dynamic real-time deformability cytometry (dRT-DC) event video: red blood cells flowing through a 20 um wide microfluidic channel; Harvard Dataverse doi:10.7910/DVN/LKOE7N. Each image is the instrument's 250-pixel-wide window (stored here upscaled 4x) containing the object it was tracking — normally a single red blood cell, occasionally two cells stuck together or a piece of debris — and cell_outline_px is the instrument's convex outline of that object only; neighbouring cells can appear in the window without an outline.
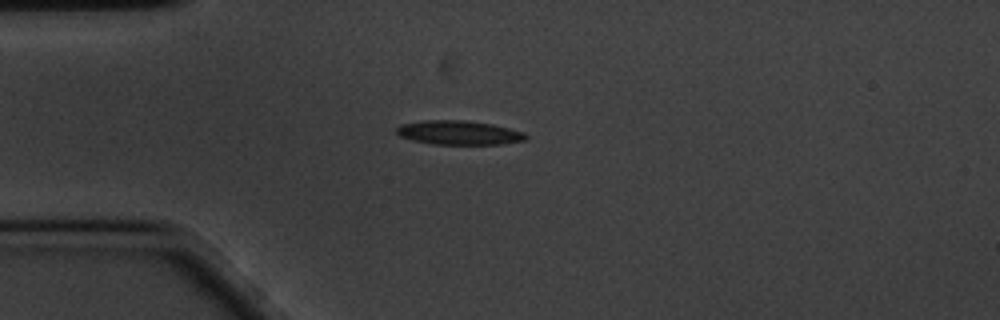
{"species": "common noctule bat (a hibernating species)", "species_latin": "Nyctalus noctula", "temperature_condition": "cold", "stored_images_in_passage": 45, "camera_frame_rate_fps": 3000, "um_per_image_px": 0.085, "animal": {"sex": "male", "body_mass_g": 20.1, "forearm_length_mm": 53.5}, "frame": {"image": 1, "passage_image": 1, "time_ms": 0.0, "image_size_px": [1000, 320], "cell_outline_px": [[528, 136], [524, 140], [500, 144], [432, 144], [412, 140], [400, 136], [396, 132], [396, 128], [400, 124], [424, 120], [464, 120], [492, 124], [524, 132]], "centroid_in_image_um": [38.97, 11.27], "position_along_channel_um": 46.0, "area_um2": 18.09}}
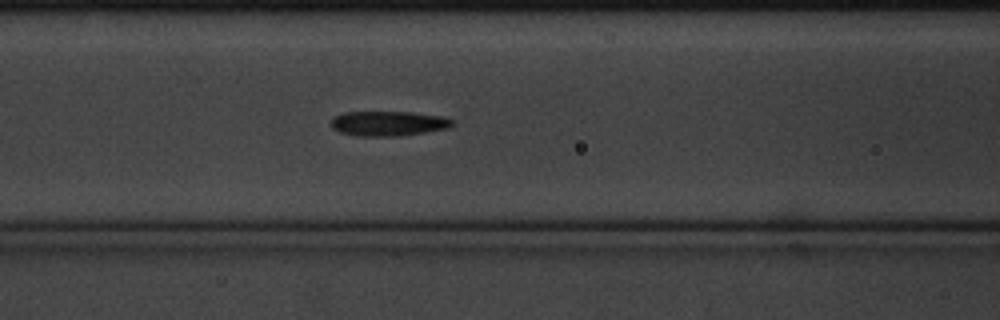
{"frame": {"image": 2, "passage_image": 10, "time_ms": 3.0, "image_size_px": [1000, 320], "cell_outline_px": [[452, 124], [448, 128], [424, 132], [396, 136], [356, 136], [340, 132], [332, 128], [328, 124], [332, 116], [344, 112], [412, 112], [444, 116], [452, 120]], "centroid_in_image_um": [32.92, 10.48], "position_along_channel_um": 133.7, "area_um2": 17.69}}
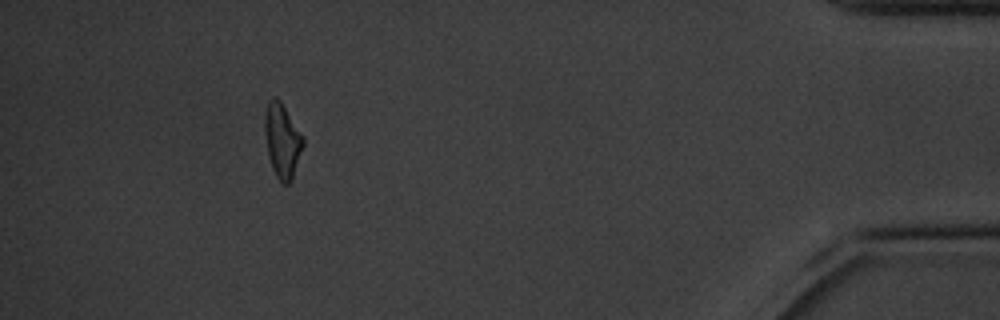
{"frame": {"image": 3, "passage_image": 40, "time_ms": 13.0, "image_size_px": [1000, 320], "cell_outline_px": [[304, 144], [292, 180], [288, 184], [284, 184], [276, 176], [272, 168], [268, 156], [264, 132], [264, 112], [268, 100], [272, 96], [276, 96], [280, 100], [304, 136]], "centroid_in_image_um": [23.98, 11.91], "position_along_channel_um": 411.2, "area_um2": 16.88}, "authors_computed_cell_mechanics": {"area_um2": 17.051, "velocity_mm_per_s": 3.3744, "shape_relaxation_time_tau1_ms": 2.8962, "shape_relaxation_time_tau2_ms": 9.9872, "deformation_change_tau1": 0.1394, "deformation_change_tau2": 0.2266}}